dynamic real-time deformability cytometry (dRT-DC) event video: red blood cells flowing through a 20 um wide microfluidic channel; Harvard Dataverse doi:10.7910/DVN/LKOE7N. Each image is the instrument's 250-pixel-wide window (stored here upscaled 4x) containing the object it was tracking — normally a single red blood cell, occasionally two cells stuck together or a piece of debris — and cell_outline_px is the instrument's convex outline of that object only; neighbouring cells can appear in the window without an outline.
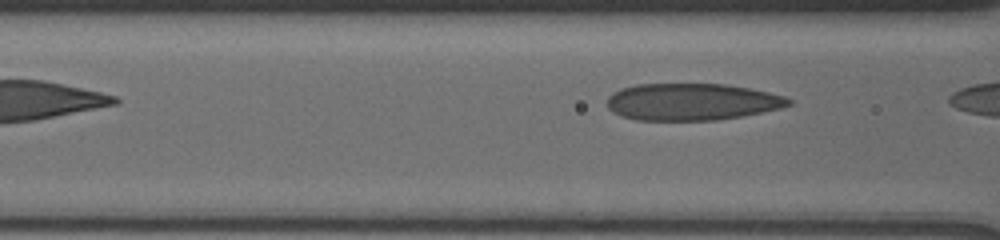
{"species": "human", "species_latin": "Homo sapiens", "temperature_condition": "cold", "stored_images_in_passage": 6, "segment_of_instrument_passage": [2, 2], "camera_frame_rate_fps": 3000, "um_per_image_px": 0.085, "donor": {"sex": "male"}, "frame": {"image": 1, "passage_image": 6, "time_ms": 4.0, "image_size_px": [1000, 240], "cell_outline_px": [[792, 104], [780, 108], [740, 116], [716, 120], [640, 120], [624, 116], [608, 108], [608, 96], [612, 92], [620, 88], [636, 84], [724, 84], [748, 88], [768, 92], [784, 96], [792, 100]], "centroid_in_image_um": [58.8, 8.64], "position_along_channel_um": 107.8, "area_um2": 38.78}}